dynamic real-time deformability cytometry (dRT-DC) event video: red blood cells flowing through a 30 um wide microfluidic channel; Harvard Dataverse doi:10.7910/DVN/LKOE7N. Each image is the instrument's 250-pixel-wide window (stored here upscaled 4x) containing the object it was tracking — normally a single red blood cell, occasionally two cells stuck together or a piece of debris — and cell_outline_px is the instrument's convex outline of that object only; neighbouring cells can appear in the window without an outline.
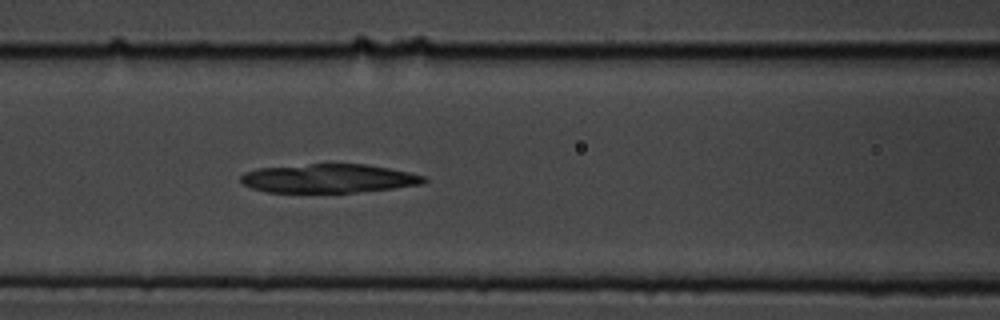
{"species": "common noctule bat (a hibernating species)", "species_latin": "Nyctalus noctula", "temperature_condition": "cold", "stored_images_in_passage": 57, "camera_frame_rate_fps": 3000, "um_per_image_px": 0.085, "animal": {"sex": "male", "body_mass_g": 19.5, "forearm_length_mm": 54.6}, "frame": {"image": 1, "passage_image": 24, "time_ms": 7.667, "image_size_px": [1000, 320], "cell_outline_px": [[428, 180], [420, 184], [392, 188], [356, 192], [264, 192], [252, 188], [244, 184], [240, 180], [240, 176], [244, 172], [256, 168], [312, 164], [368, 164], [408, 172], [424, 176]], "centroid_in_image_um": [27.89, 15.16], "position_along_channel_um": 138.7, "area_um2": 30.58}}
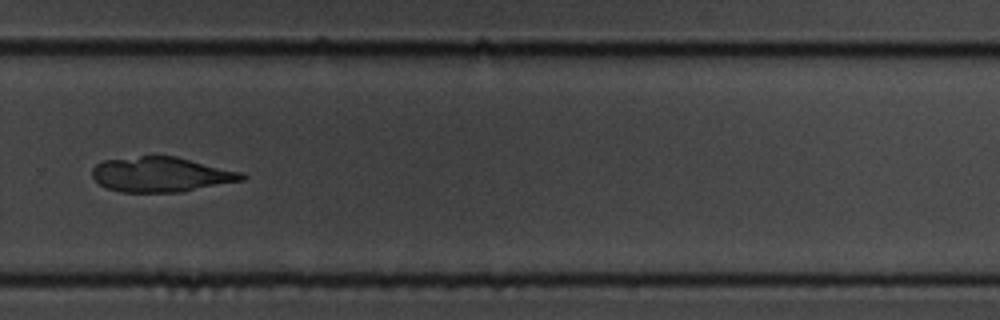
{"frame": {"image": 2, "passage_image": 39, "time_ms": 12.667, "image_size_px": [1000, 320], "cell_outline_px": [[248, 176], [244, 180], [180, 192], [120, 192], [104, 188], [92, 176], [92, 168], [96, 164], [104, 160], [140, 156], [176, 156], [244, 172]], "centroid_in_image_um": [13.71, 14.83], "position_along_channel_um": 316.1, "area_um2": 30.69}}
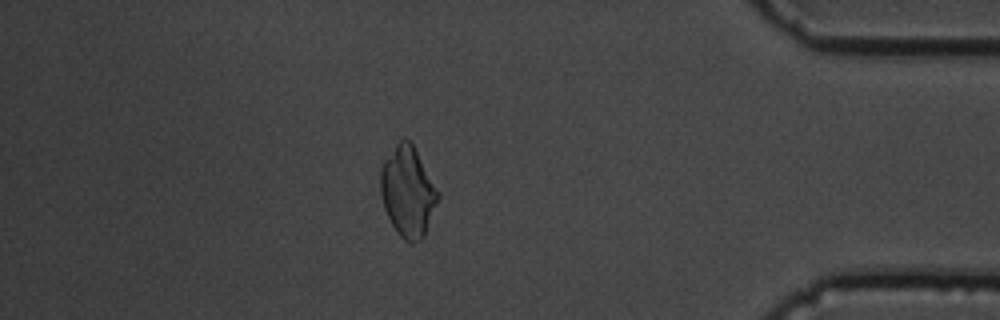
{"frame": {"image": 3, "passage_image": 49, "time_ms": 16.0, "image_size_px": [1000, 320], "cell_outline_px": [[440, 196], [424, 236], [420, 240], [412, 244], [408, 244], [400, 236], [392, 224], [384, 208], [380, 196], [380, 168], [384, 160], [396, 144], [404, 136], [412, 144], [440, 192]], "centroid_in_image_um": [34.66, 16.31], "position_along_channel_um": 400.5, "area_um2": 30.29}}